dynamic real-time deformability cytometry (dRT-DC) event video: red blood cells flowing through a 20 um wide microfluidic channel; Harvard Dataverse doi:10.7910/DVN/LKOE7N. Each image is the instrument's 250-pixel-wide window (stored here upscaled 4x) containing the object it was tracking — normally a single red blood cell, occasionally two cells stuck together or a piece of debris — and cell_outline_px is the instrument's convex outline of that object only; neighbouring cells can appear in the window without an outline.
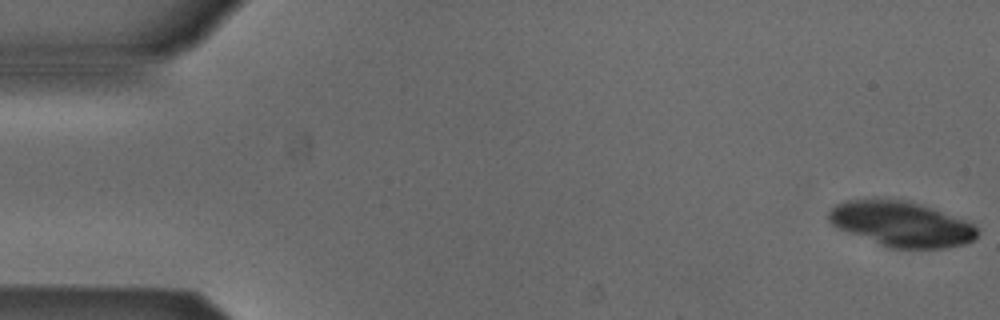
{"species": "Egyptian fruit bat (a non-hibernating species)", "species_latin": "Rousettus aegyptiacus", "temperature_condition": "cold", "stored_images_in_passage": 10, "camera_frame_rate_fps": 3000, "um_per_image_px": 0.085, "animal": {"sex": "male"}, "frame": {"image": 1, "passage_image": 1, "time_ms": 0.0, "image_size_px": [1000, 320], "cell_outline_px": [[980, 232], [972, 240], [964, 244], [944, 248], [892, 248], [880, 244], [840, 228], [832, 224], [828, 220], [828, 212], [836, 204], [848, 200], [876, 196], [908, 200], [932, 208], [964, 220], [972, 224]], "centroid_in_image_um": [76.59, 18.99], "position_along_channel_um": 8.4, "area_um2": 39.13}}